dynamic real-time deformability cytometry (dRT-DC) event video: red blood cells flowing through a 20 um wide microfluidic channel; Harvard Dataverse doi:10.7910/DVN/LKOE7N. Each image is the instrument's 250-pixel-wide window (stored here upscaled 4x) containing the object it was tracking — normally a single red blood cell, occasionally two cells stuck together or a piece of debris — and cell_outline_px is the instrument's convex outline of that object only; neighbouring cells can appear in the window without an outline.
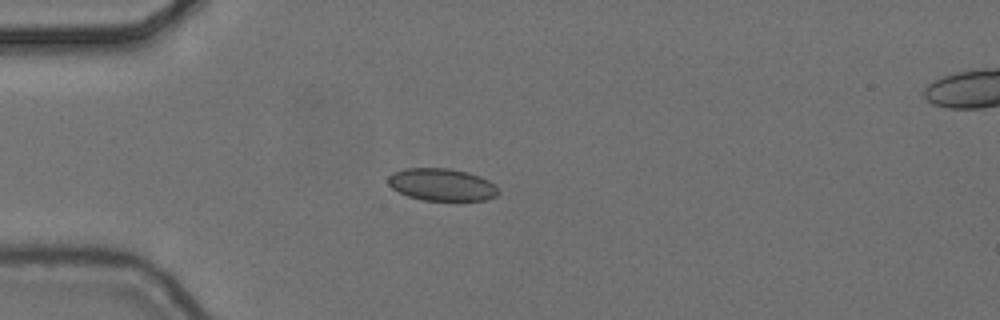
{"species": "common noctule bat (a hibernating species)", "species_latin": "Nyctalus noctula", "temperature_condition": "cold", "stored_images_in_passage": 5, "camera_frame_rate_fps": 3000, "um_per_image_px": 0.085, "animal": {"sex": "female", "body_mass_g": 24.6, "forearm_length_mm": 56.2}, "frame": {"image": 1, "passage_image": 1, "time_ms": 0.0, "image_size_px": [1000, 320], "cell_outline_px": [[500, 192], [496, 196], [488, 200], [424, 200], [408, 196], [392, 188], [388, 184], [388, 176], [392, 172], [404, 168], [448, 168], [468, 172], [480, 176], [496, 184]], "centroid_in_image_um": [37.57, 15.68], "position_along_channel_um": 47.4, "area_um2": 20.92}}
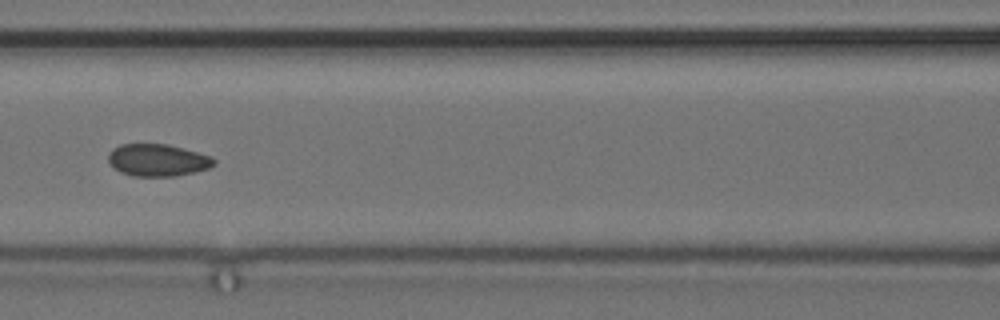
{"frame": {"image": 2, "passage_image": 4, "time_ms": 1.0, "image_size_px": [1000, 320], "cell_outline_px": [[216, 164], [208, 168], [176, 176], [132, 176], [120, 172], [108, 160], [108, 152], [112, 148], [120, 144], [168, 144], [212, 156], [216, 160]], "centroid_in_image_um": [13.4, 13.6], "position_along_channel_um": 153.2, "area_um2": 19.83}}
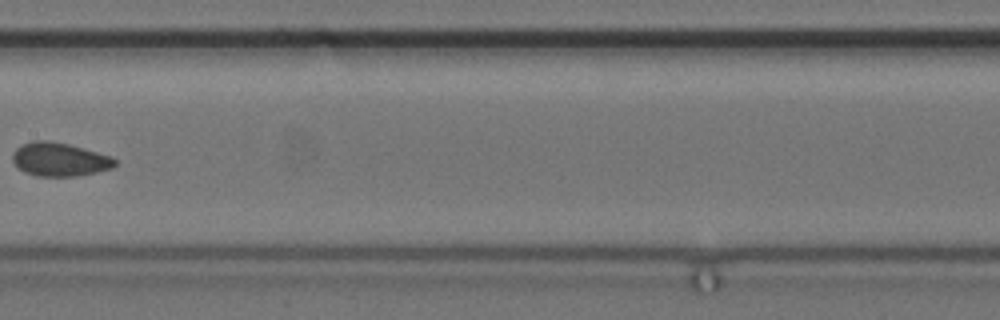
{"frame": {"image": 3, "passage_image": 5, "time_ms": 1.333, "image_size_px": [1000, 320], "cell_outline_px": [[116, 164], [112, 168], [96, 172], [76, 176], [36, 176], [24, 172], [12, 160], [12, 152], [20, 144], [36, 140], [48, 140], [68, 144], [112, 156], [116, 160]], "centroid_in_image_um": [5.04, 13.54], "position_along_channel_um": 202.4, "area_um2": 20.06}}